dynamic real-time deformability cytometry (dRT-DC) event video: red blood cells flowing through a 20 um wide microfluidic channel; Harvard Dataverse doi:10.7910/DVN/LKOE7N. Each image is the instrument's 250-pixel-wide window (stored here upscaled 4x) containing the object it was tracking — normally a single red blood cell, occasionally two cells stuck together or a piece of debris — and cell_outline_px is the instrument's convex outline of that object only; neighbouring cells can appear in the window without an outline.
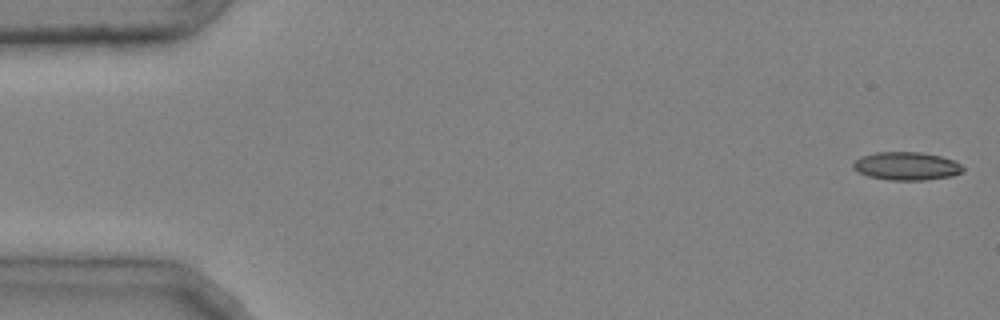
{"species": "common noctule bat (a hibernating species)", "species_latin": "Nyctalus noctula", "temperature_condition": "cold", "stored_images_in_passage": 46, "camera_frame_rate_fps": 3000, "um_per_image_px": 0.085, "animal": {"sex": "male", "body_mass_g": 20.4}, "frame": {"image": 1, "passage_image": 1, "time_ms": 0.0, "image_size_px": [1000, 320], "cell_outline_px": [[964, 172], [952, 176], [924, 180], [888, 180], [868, 176], [852, 168], [852, 164], [860, 156], [876, 152], [920, 152], [940, 156], [952, 160], [960, 164], [964, 168]], "centroid_in_image_um": [77.05, 14.12], "position_along_channel_um": 8.0, "area_um2": 18.03}}
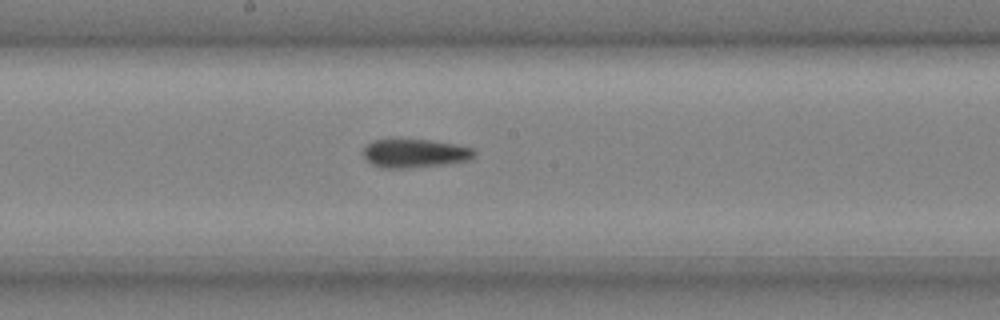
{"frame": {"image": 2, "passage_image": 26, "time_ms": 8.333, "image_size_px": [1000, 320], "cell_outline_px": [[476, 152], [472, 160], [444, 164], [400, 168], [384, 168], [372, 164], [364, 156], [364, 148], [372, 140], [428, 140], [456, 144], [472, 148]], "centroid_in_image_um": [35.3, 13.03], "position_along_channel_um": 212.9, "area_um2": 18.21}}
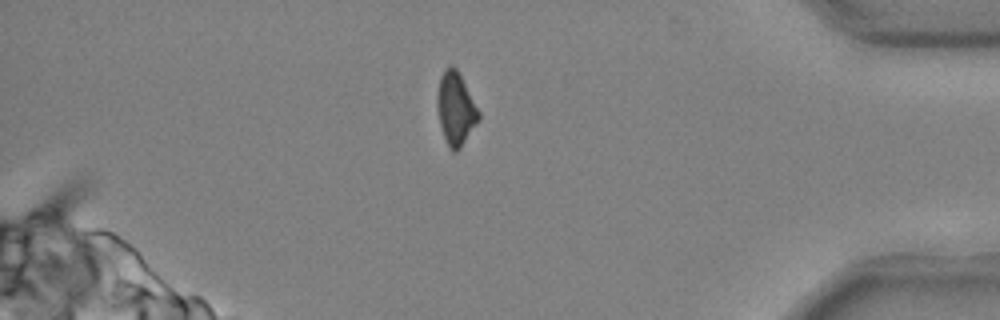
{"frame": {"image": 3, "passage_image": 42, "time_ms": 13.667, "image_size_px": [1000, 320], "cell_outline_px": [[480, 120], [460, 148], [456, 152], [452, 152], [444, 136], [440, 124], [436, 104], [436, 96], [440, 76], [444, 68], [448, 64], [452, 64], [456, 68], [480, 112]], "centroid_in_image_um": [38.72, 9.21], "position_along_channel_um": 396.5, "area_um2": 17.63}, "authors_computed_cell_mechanics": {"area_um2": 18.496, "velocity_mm_per_s": 4.0352, "shape_relaxation_time_tau1_ms": null, "shape_relaxation_time_tau2_ms": 4.4787, "deformation_change_tau1": null, "deformation_change_tau2": 0.1194}}